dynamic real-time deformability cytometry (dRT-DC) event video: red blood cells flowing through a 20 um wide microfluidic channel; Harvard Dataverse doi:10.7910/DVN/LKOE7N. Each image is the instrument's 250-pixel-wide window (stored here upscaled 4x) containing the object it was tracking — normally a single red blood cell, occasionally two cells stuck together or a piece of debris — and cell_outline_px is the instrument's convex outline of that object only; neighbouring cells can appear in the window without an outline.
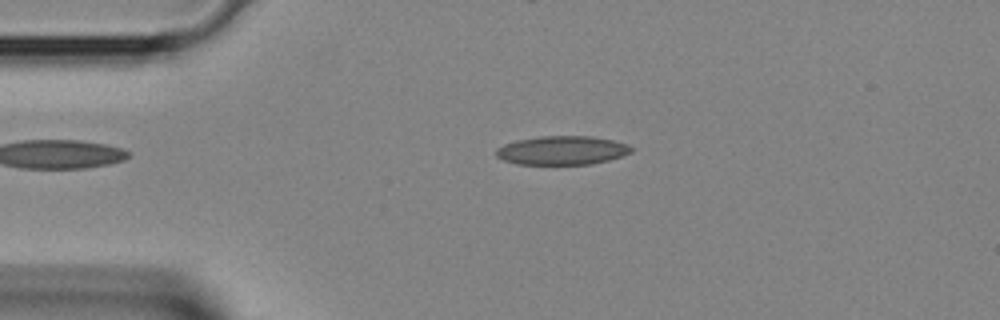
{"species": "Egyptian fruit bat (a non-hibernating species)", "species_latin": "Rousettus aegyptiacus", "temperature_condition": "room temperature", "stored_images_in_passage": 38, "camera_frame_rate_fps": 3000, "um_per_image_px": 0.085, "animal": {"sex": "female"}, "frame": {"image": 1, "passage_image": 7, "time_ms": 2.0, "image_size_px": [1000, 320], "cell_outline_px": [[636, 148], [632, 152], [624, 156], [592, 164], [516, 164], [504, 160], [496, 156], [496, 148], [504, 144], [516, 140], [540, 136], [592, 136], [612, 140], [628, 144]], "centroid_in_image_um": [47.81, 12.78], "position_along_channel_um": 37.2, "area_um2": 22.89}}
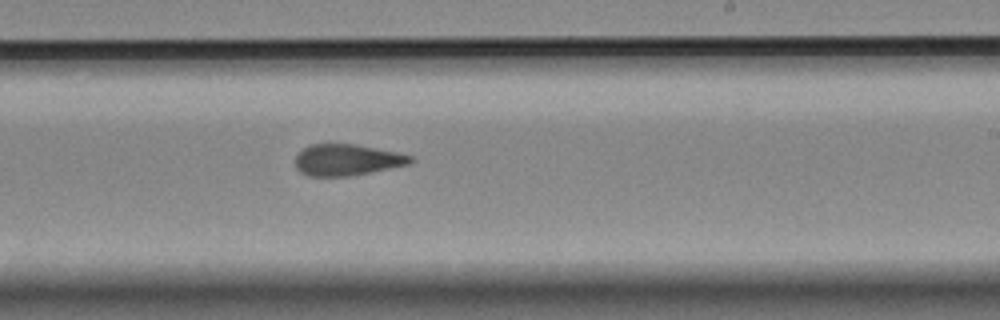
{"frame": {"image": 2, "passage_image": 22, "time_ms": 7.0, "image_size_px": [1000, 320], "cell_outline_px": [[416, 160], [408, 164], [372, 172], [352, 176], [308, 176], [300, 172], [296, 168], [296, 156], [304, 148], [312, 144], [356, 144], [396, 152], [412, 156]], "centroid_in_image_um": [29.5, 13.6], "position_along_channel_um": 259.5, "area_um2": 20.98}}
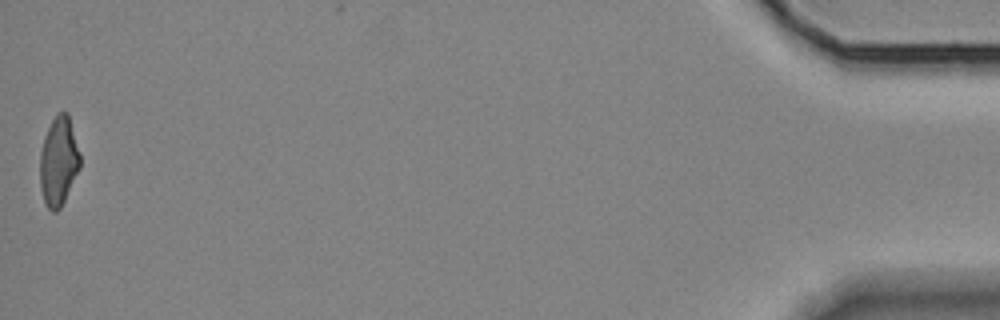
{"frame": {"image": 3, "passage_image": 38, "time_ms": 12.333, "image_size_px": [1000, 320], "cell_outline_px": [[80, 168], [60, 208], [56, 212], [52, 212], [48, 208], [44, 200], [40, 188], [40, 152], [44, 136], [56, 112], [68, 112], [80, 152]], "centroid_in_image_um": [4.98, 13.68], "position_along_channel_um": 430.2, "area_um2": 20.87}}